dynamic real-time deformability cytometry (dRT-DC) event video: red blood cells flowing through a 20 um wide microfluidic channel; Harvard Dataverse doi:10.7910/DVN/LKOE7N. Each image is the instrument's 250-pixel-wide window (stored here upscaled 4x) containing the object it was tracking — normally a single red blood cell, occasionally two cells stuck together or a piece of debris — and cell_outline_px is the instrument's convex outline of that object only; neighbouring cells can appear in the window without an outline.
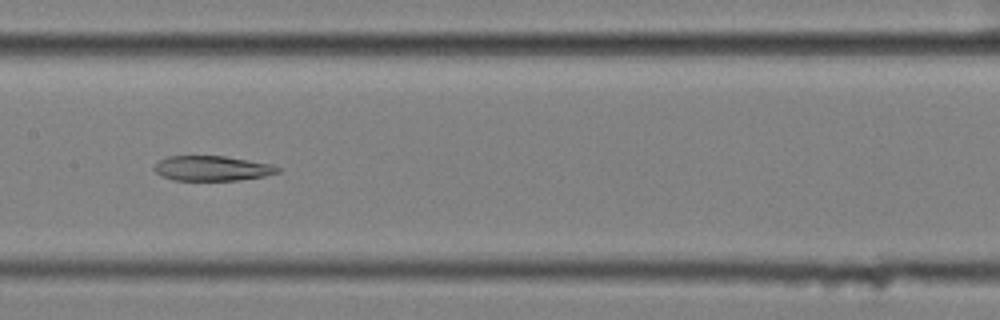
{"species": "common noctule bat (a hibernating species)", "species_latin": "Nyctalus noctula", "temperature_condition": "cold", "stored_images_in_passage": 58, "segment_of_instrument_passage": [2, 3], "camera_frame_rate_fps": 3000, "um_per_image_px": 0.085, "animal": {"sex": "female", "body_mass_g": 25.1}, "frame": {"image": 1, "passage_image": 28, "time_ms": 9.0, "image_size_px": [1000, 320], "cell_outline_px": [[280, 172], [264, 176], [236, 180], [172, 180], [160, 176], [152, 168], [160, 160], [168, 156], [224, 156], [272, 164], [280, 168]], "centroid_in_image_um": [18.01, 14.31], "position_along_channel_um": 189.4, "area_um2": 17.92}}
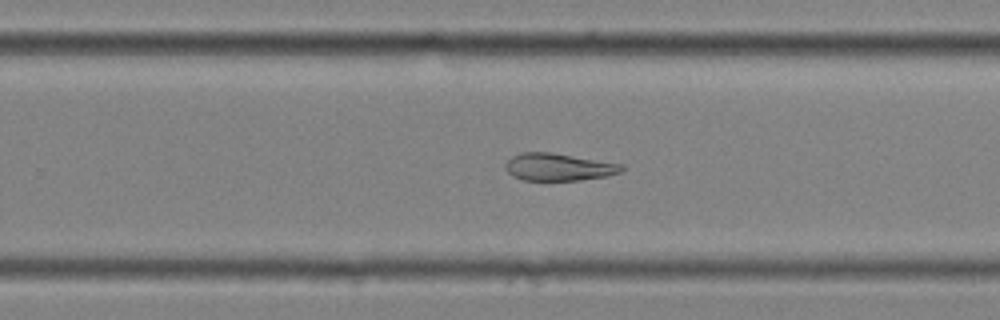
{"frame": {"image": 2, "passage_image": 36, "time_ms": 11.667, "image_size_px": [1000, 320], "cell_outline_px": [[624, 168], [620, 172], [608, 176], [580, 180], [524, 180], [512, 176], [504, 168], [504, 164], [512, 156], [520, 152], [552, 152], [624, 164]], "centroid_in_image_um": [47.47, 14.19], "position_along_channel_um": 282.3, "area_um2": 18.73}}
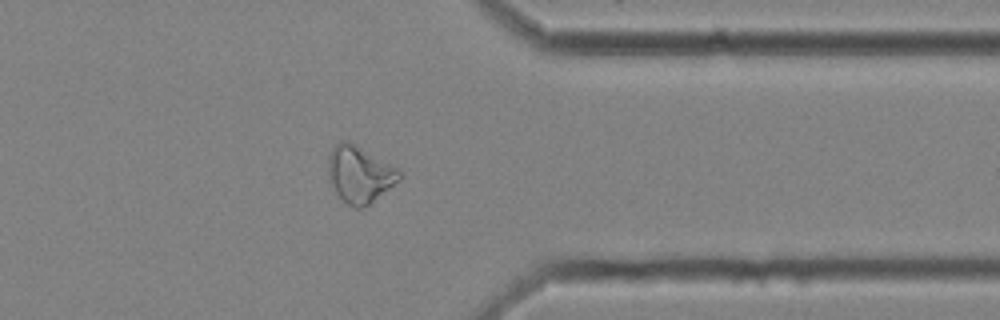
{"frame": {"image": 3, "passage_image": 45, "time_ms": 14.667, "image_size_px": [1000, 320], "cell_outline_px": [[400, 180], [368, 204], [360, 208], [356, 208], [348, 204], [336, 192], [332, 184], [328, 172], [328, 156], [332, 148], [340, 140], [348, 140], [396, 168], [400, 172]], "centroid_in_image_um": [30.53, 14.79], "position_along_channel_um": 380.9, "area_um2": 22.83}}